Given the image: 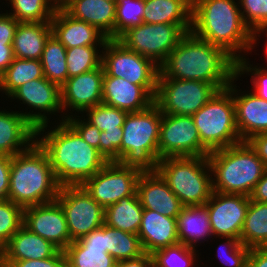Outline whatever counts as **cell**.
Wrapping results in <instances>:
<instances>
[{"label":"cell","instance_id":"2","mask_svg":"<svg viewBox=\"0 0 267 267\" xmlns=\"http://www.w3.org/2000/svg\"><path fill=\"white\" fill-rule=\"evenodd\" d=\"M159 69L158 78L197 80L222 90L237 76V61L190 31L182 36Z\"/></svg>","mask_w":267,"mask_h":267},{"label":"cell","instance_id":"33","mask_svg":"<svg viewBox=\"0 0 267 267\" xmlns=\"http://www.w3.org/2000/svg\"><path fill=\"white\" fill-rule=\"evenodd\" d=\"M43 77L44 72L40 60L14 57L13 62L0 75V91L9 97L24 83Z\"/></svg>","mask_w":267,"mask_h":267},{"label":"cell","instance_id":"24","mask_svg":"<svg viewBox=\"0 0 267 267\" xmlns=\"http://www.w3.org/2000/svg\"><path fill=\"white\" fill-rule=\"evenodd\" d=\"M36 142V127L19 111L0 110V155L13 157Z\"/></svg>","mask_w":267,"mask_h":267},{"label":"cell","instance_id":"57","mask_svg":"<svg viewBox=\"0 0 267 267\" xmlns=\"http://www.w3.org/2000/svg\"><path fill=\"white\" fill-rule=\"evenodd\" d=\"M0 267H7L1 250H0Z\"/></svg>","mask_w":267,"mask_h":267},{"label":"cell","instance_id":"13","mask_svg":"<svg viewBox=\"0 0 267 267\" xmlns=\"http://www.w3.org/2000/svg\"><path fill=\"white\" fill-rule=\"evenodd\" d=\"M192 116L162 114L158 161L166 157L208 156Z\"/></svg>","mask_w":267,"mask_h":267},{"label":"cell","instance_id":"32","mask_svg":"<svg viewBox=\"0 0 267 267\" xmlns=\"http://www.w3.org/2000/svg\"><path fill=\"white\" fill-rule=\"evenodd\" d=\"M240 241L249 248L267 247V203L250 200Z\"/></svg>","mask_w":267,"mask_h":267},{"label":"cell","instance_id":"1","mask_svg":"<svg viewBox=\"0 0 267 267\" xmlns=\"http://www.w3.org/2000/svg\"><path fill=\"white\" fill-rule=\"evenodd\" d=\"M56 123L37 127L36 143L46 153L60 186L82 185L108 162L66 120Z\"/></svg>","mask_w":267,"mask_h":267},{"label":"cell","instance_id":"49","mask_svg":"<svg viewBox=\"0 0 267 267\" xmlns=\"http://www.w3.org/2000/svg\"><path fill=\"white\" fill-rule=\"evenodd\" d=\"M18 24L8 12L0 13V42H13Z\"/></svg>","mask_w":267,"mask_h":267},{"label":"cell","instance_id":"28","mask_svg":"<svg viewBox=\"0 0 267 267\" xmlns=\"http://www.w3.org/2000/svg\"><path fill=\"white\" fill-rule=\"evenodd\" d=\"M143 23L177 24L185 33L191 31L192 0H144Z\"/></svg>","mask_w":267,"mask_h":267},{"label":"cell","instance_id":"53","mask_svg":"<svg viewBox=\"0 0 267 267\" xmlns=\"http://www.w3.org/2000/svg\"><path fill=\"white\" fill-rule=\"evenodd\" d=\"M12 44L13 42H0V75L13 62L14 54Z\"/></svg>","mask_w":267,"mask_h":267},{"label":"cell","instance_id":"17","mask_svg":"<svg viewBox=\"0 0 267 267\" xmlns=\"http://www.w3.org/2000/svg\"><path fill=\"white\" fill-rule=\"evenodd\" d=\"M104 69L102 65L91 71L70 77L61 86V104L65 111L61 120L64 121L69 116L75 114H83L89 108L102 103V87H103ZM67 109V110H66ZM70 114L68 115L69 110ZM77 112V113H76Z\"/></svg>","mask_w":267,"mask_h":267},{"label":"cell","instance_id":"31","mask_svg":"<svg viewBox=\"0 0 267 267\" xmlns=\"http://www.w3.org/2000/svg\"><path fill=\"white\" fill-rule=\"evenodd\" d=\"M143 210L138 195L122 198L105 208L104 223L125 232L138 234Z\"/></svg>","mask_w":267,"mask_h":267},{"label":"cell","instance_id":"5","mask_svg":"<svg viewBox=\"0 0 267 267\" xmlns=\"http://www.w3.org/2000/svg\"><path fill=\"white\" fill-rule=\"evenodd\" d=\"M207 158L213 176V191L220 193L249 196L266 169L256 152L244 141L211 151Z\"/></svg>","mask_w":267,"mask_h":267},{"label":"cell","instance_id":"20","mask_svg":"<svg viewBox=\"0 0 267 267\" xmlns=\"http://www.w3.org/2000/svg\"><path fill=\"white\" fill-rule=\"evenodd\" d=\"M137 195L144 209L170 218H177L185 207L157 172H146L139 176Z\"/></svg>","mask_w":267,"mask_h":267},{"label":"cell","instance_id":"22","mask_svg":"<svg viewBox=\"0 0 267 267\" xmlns=\"http://www.w3.org/2000/svg\"><path fill=\"white\" fill-rule=\"evenodd\" d=\"M52 35L67 49L75 46H104L108 38L95 26L57 9L50 21Z\"/></svg>","mask_w":267,"mask_h":267},{"label":"cell","instance_id":"42","mask_svg":"<svg viewBox=\"0 0 267 267\" xmlns=\"http://www.w3.org/2000/svg\"><path fill=\"white\" fill-rule=\"evenodd\" d=\"M243 20L252 32L267 30V0H238Z\"/></svg>","mask_w":267,"mask_h":267},{"label":"cell","instance_id":"21","mask_svg":"<svg viewBox=\"0 0 267 267\" xmlns=\"http://www.w3.org/2000/svg\"><path fill=\"white\" fill-rule=\"evenodd\" d=\"M67 267H116L117 261L106 252L105 223L97 230L72 241L64 250Z\"/></svg>","mask_w":267,"mask_h":267},{"label":"cell","instance_id":"10","mask_svg":"<svg viewBox=\"0 0 267 267\" xmlns=\"http://www.w3.org/2000/svg\"><path fill=\"white\" fill-rule=\"evenodd\" d=\"M218 91L197 80L158 78L154 103L162 114L192 116Z\"/></svg>","mask_w":267,"mask_h":267},{"label":"cell","instance_id":"46","mask_svg":"<svg viewBox=\"0 0 267 267\" xmlns=\"http://www.w3.org/2000/svg\"><path fill=\"white\" fill-rule=\"evenodd\" d=\"M82 116V117H81ZM77 116L73 114L65 119L82 137V139L90 146L98 149L100 153V130L88 123L85 115ZM80 117V118H79ZM84 117V119H83ZM83 119V120H82Z\"/></svg>","mask_w":267,"mask_h":267},{"label":"cell","instance_id":"48","mask_svg":"<svg viewBox=\"0 0 267 267\" xmlns=\"http://www.w3.org/2000/svg\"><path fill=\"white\" fill-rule=\"evenodd\" d=\"M12 157L0 155V201L8 200Z\"/></svg>","mask_w":267,"mask_h":267},{"label":"cell","instance_id":"4","mask_svg":"<svg viewBox=\"0 0 267 267\" xmlns=\"http://www.w3.org/2000/svg\"><path fill=\"white\" fill-rule=\"evenodd\" d=\"M60 185L46 153L35 142L12 157L8 200L26 208L55 201Z\"/></svg>","mask_w":267,"mask_h":267},{"label":"cell","instance_id":"34","mask_svg":"<svg viewBox=\"0 0 267 267\" xmlns=\"http://www.w3.org/2000/svg\"><path fill=\"white\" fill-rule=\"evenodd\" d=\"M105 248L117 262L138 258L145 254L137 234L105 224Z\"/></svg>","mask_w":267,"mask_h":267},{"label":"cell","instance_id":"47","mask_svg":"<svg viewBox=\"0 0 267 267\" xmlns=\"http://www.w3.org/2000/svg\"><path fill=\"white\" fill-rule=\"evenodd\" d=\"M7 267H67V259L63 250L46 259L22 261H5Z\"/></svg>","mask_w":267,"mask_h":267},{"label":"cell","instance_id":"11","mask_svg":"<svg viewBox=\"0 0 267 267\" xmlns=\"http://www.w3.org/2000/svg\"><path fill=\"white\" fill-rule=\"evenodd\" d=\"M185 32L177 24H147L129 28L117 40L128 50L153 60L160 66Z\"/></svg>","mask_w":267,"mask_h":267},{"label":"cell","instance_id":"30","mask_svg":"<svg viewBox=\"0 0 267 267\" xmlns=\"http://www.w3.org/2000/svg\"><path fill=\"white\" fill-rule=\"evenodd\" d=\"M176 219L178 240L188 247L195 248L197 243L213 236L205 205L185 206Z\"/></svg>","mask_w":267,"mask_h":267},{"label":"cell","instance_id":"52","mask_svg":"<svg viewBox=\"0 0 267 267\" xmlns=\"http://www.w3.org/2000/svg\"><path fill=\"white\" fill-rule=\"evenodd\" d=\"M249 198L255 202L267 203V168L261 179L254 186Z\"/></svg>","mask_w":267,"mask_h":267},{"label":"cell","instance_id":"56","mask_svg":"<svg viewBox=\"0 0 267 267\" xmlns=\"http://www.w3.org/2000/svg\"><path fill=\"white\" fill-rule=\"evenodd\" d=\"M72 0H50L53 7L57 9H63L67 6Z\"/></svg>","mask_w":267,"mask_h":267},{"label":"cell","instance_id":"44","mask_svg":"<svg viewBox=\"0 0 267 267\" xmlns=\"http://www.w3.org/2000/svg\"><path fill=\"white\" fill-rule=\"evenodd\" d=\"M244 57L237 61V77H241L243 74L252 75L251 82L253 85V93H255L258 97L267 101V69L266 67L262 68L261 66H253L249 64L250 62L246 59V56L242 54ZM251 73V74H249Z\"/></svg>","mask_w":267,"mask_h":267},{"label":"cell","instance_id":"41","mask_svg":"<svg viewBox=\"0 0 267 267\" xmlns=\"http://www.w3.org/2000/svg\"><path fill=\"white\" fill-rule=\"evenodd\" d=\"M23 225V208L10 200L0 201V250Z\"/></svg>","mask_w":267,"mask_h":267},{"label":"cell","instance_id":"55","mask_svg":"<svg viewBox=\"0 0 267 267\" xmlns=\"http://www.w3.org/2000/svg\"><path fill=\"white\" fill-rule=\"evenodd\" d=\"M266 32V33H264ZM261 33H263L264 35L267 36V30H263V31H254L252 34V40H251V46H250V52L252 53V50L254 49V47H256L257 44V40H259V38H261L260 36L262 35ZM259 38H257V35ZM260 34V35H259ZM267 47V46H266ZM267 51V48H265Z\"/></svg>","mask_w":267,"mask_h":267},{"label":"cell","instance_id":"8","mask_svg":"<svg viewBox=\"0 0 267 267\" xmlns=\"http://www.w3.org/2000/svg\"><path fill=\"white\" fill-rule=\"evenodd\" d=\"M201 143L211 152L241 143L236 126L232 82L192 115Z\"/></svg>","mask_w":267,"mask_h":267},{"label":"cell","instance_id":"9","mask_svg":"<svg viewBox=\"0 0 267 267\" xmlns=\"http://www.w3.org/2000/svg\"><path fill=\"white\" fill-rule=\"evenodd\" d=\"M101 65L106 75L140 85L155 97L160 69L150 58L128 50L117 39H108L102 48Z\"/></svg>","mask_w":267,"mask_h":267},{"label":"cell","instance_id":"12","mask_svg":"<svg viewBox=\"0 0 267 267\" xmlns=\"http://www.w3.org/2000/svg\"><path fill=\"white\" fill-rule=\"evenodd\" d=\"M56 201L64 211L72 241L84 237L104 224L105 209L82 185L61 186Z\"/></svg>","mask_w":267,"mask_h":267},{"label":"cell","instance_id":"51","mask_svg":"<svg viewBox=\"0 0 267 267\" xmlns=\"http://www.w3.org/2000/svg\"><path fill=\"white\" fill-rule=\"evenodd\" d=\"M246 267H267V247L250 248Z\"/></svg>","mask_w":267,"mask_h":267},{"label":"cell","instance_id":"54","mask_svg":"<svg viewBox=\"0 0 267 267\" xmlns=\"http://www.w3.org/2000/svg\"><path fill=\"white\" fill-rule=\"evenodd\" d=\"M154 264L151 254H143L142 256L117 262L116 267H151Z\"/></svg>","mask_w":267,"mask_h":267},{"label":"cell","instance_id":"6","mask_svg":"<svg viewBox=\"0 0 267 267\" xmlns=\"http://www.w3.org/2000/svg\"><path fill=\"white\" fill-rule=\"evenodd\" d=\"M161 110L155 103L148 108L127 113L122 126L120 163L142 173L156 172Z\"/></svg>","mask_w":267,"mask_h":267},{"label":"cell","instance_id":"26","mask_svg":"<svg viewBox=\"0 0 267 267\" xmlns=\"http://www.w3.org/2000/svg\"><path fill=\"white\" fill-rule=\"evenodd\" d=\"M60 249L22 225L1 249L5 261L46 259Z\"/></svg>","mask_w":267,"mask_h":267},{"label":"cell","instance_id":"16","mask_svg":"<svg viewBox=\"0 0 267 267\" xmlns=\"http://www.w3.org/2000/svg\"><path fill=\"white\" fill-rule=\"evenodd\" d=\"M249 202V196L213 191L205 206L214 238L232 237L240 240Z\"/></svg>","mask_w":267,"mask_h":267},{"label":"cell","instance_id":"23","mask_svg":"<svg viewBox=\"0 0 267 267\" xmlns=\"http://www.w3.org/2000/svg\"><path fill=\"white\" fill-rule=\"evenodd\" d=\"M102 103L132 113L148 108L154 98L142 86L104 73Z\"/></svg>","mask_w":267,"mask_h":267},{"label":"cell","instance_id":"29","mask_svg":"<svg viewBox=\"0 0 267 267\" xmlns=\"http://www.w3.org/2000/svg\"><path fill=\"white\" fill-rule=\"evenodd\" d=\"M51 34L50 22H19L12 44L14 57L40 60Z\"/></svg>","mask_w":267,"mask_h":267},{"label":"cell","instance_id":"38","mask_svg":"<svg viewBox=\"0 0 267 267\" xmlns=\"http://www.w3.org/2000/svg\"><path fill=\"white\" fill-rule=\"evenodd\" d=\"M196 248L188 247L183 243H177L156 250L152 255L154 265L157 267H194L199 253Z\"/></svg>","mask_w":267,"mask_h":267},{"label":"cell","instance_id":"25","mask_svg":"<svg viewBox=\"0 0 267 267\" xmlns=\"http://www.w3.org/2000/svg\"><path fill=\"white\" fill-rule=\"evenodd\" d=\"M137 235L144 252L153 254L156 250L179 243L177 219L144 209Z\"/></svg>","mask_w":267,"mask_h":267},{"label":"cell","instance_id":"19","mask_svg":"<svg viewBox=\"0 0 267 267\" xmlns=\"http://www.w3.org/2000/svg\"><path fill=\"white\" fill-rule=\"evenodd\" d=\"M237 79L239 77L236 76L232 80L236 126L241 141L246 142L254 135L267 133V101L258 97L251 90H247V93L239 90L234 84Z\"/></svg>","mask_w":267,"mask_h":267},{"label":"cell","instance_id":"43","mask_svg":"<svg viewBox=\"0 0 267 267\" xmlns=\"http://www.w3.org/2000/svg\"><path fill=\"white\" fill-rule=\"evenodd\" d=\"M222 239H225L226 242H224V245H219L220 248L218 247L217 256L220 261L229 267H246L250 248L243 245L241 241L236 238L222 237ZM223 257H225V259Z\"/></svg>","mask_w":267,"mask_h":267},{"label":"cell","instance_id":"14","mask_svg":"<svg viewBox=\"0 0 267 267\" xmlns=\"http://www.w3.org/2000/svg\"><path fill=\"white\" fill-rule=\"evenodd\" d=\"M142 172L120 162H108L82 186L104 209L120 199L137 195V182Z\"/></svg>","mask_w":267,"mask_h":267},{"label":"cell","instance_id":"35","mask_svg":"<svg viewBox=\"0 0 267 267\" xmlns=\"http://www.w3.org/2000/svg\"><path fill=\"white\" fill-rule=\"evenodd\" d=\"M66 47L52 34L45 43L40 62L44 77L60 87L68 79Z\"/></svg>","mask_w":267,"mask_h":267},{"label":"cell","instance_id":"7","mask_svg":"<svg viewBox=\"0 0 267 267\" xmlns=\"http://www.w3.org/2000/svg\"><path fill=\"white\" fill-rule=\"evenodd\" d=\"M156 172L184 206H202L213 193L212 171L207 156L166 157Z\"/></svg>","mask_w":267,"mask_h":267},{"label":"cell","instance_id":"27","mask_svg":"<svg viewBox=\"0 0 267 267\" xmlns=\"http://www.w3.org/2000/svg\"><path fill=\"white\" fill-rule=\"evenodd\" d=\"M71 17L95 26L108 39H115L116 2L72 0L63 8Z\"/></svg>","mask_w":267,"mask_h":267},{"label":"cell","instance_id":"36","mask_svg":"<svg viewBox=\"0 0 267 267\" xmlns=\"http://www.w3.org/2000/svg\"><path fill=\"white\" fill-rule=\"evenodd\" d=\"M100 48L103 46H75L66 49L68 78L99 68L102 62Z\"/></svg>","mask_w":267,"mask_h":267},{"label":"cell","instance_id":"3","mask_svg":"<svg viewBox=\"0 0 267 267\" xmlns=\"http://www.w3.org/2000/svg\"><path fill=\"white\" fill-rule=\"evenodd\" d=\"M236 1L192 0L191 32L238 61L244 57L242 53H249L253 32L244 22Z\"/></svg>","mask_w":267,"mask_h":267},{"label":"cell","instance_id":"37","mask_svg":"<svg viewBox=\"0 0 267 267\" xmlns=\"http://www.w3.org/2000/svg\"><path fill=\"white\" fill-rule=\"evenodd\" d=\"M9 4V14L18 22H50L56 10L50 0H9Z\"/></svg>","mask_w":267,"mask_h":267},{"label":"cell","instance_id":"18","mask_svg":"<svg viewBox=\"0 0 267 267\" xmlns=\"http://www.w3.org/2000/svg\"><path fill=\"white\" fill-rule=\"evenodd\" d=\"M23 225L60 250L72 242L64 211L56 200L23 208Z\"/></svg>","mask_w":267,"mask_h":267},{"label":"cell","instance_id":"40","mask_svg":"<svg viewBox=\"0 0 267 267\" xmlns=\"http://www.w3.org/2000/svg\"><path fill=\"white\" fill-rule=\"evenodd\" d=\"M83 113H86V121L88 123L96 126L100 131H106L122 129L128 112L100 103L99 105L85 110Z\"/></svg>","mask_w":267,"mask_h":267},{"label":"cell","instance_id":"39","mask_svg":"<svg viewBox=\"0 0 267 267\" xmlns=\"http://www.w3.org/2000/svg\"><path fill=\"white\" fill-rule=\"evenodd\" d=\"M146 11L144 0H118L116 2L115 39L129 28L143 23Z\"/></svg>","mask_w":267,"mask_h":267},{"label":"cell","instance_id":"45","mask_svg":"<svg viewBox=\"0 0 267 267\" xmlns=\"http://www.w3.org/2000/svg\"><path fill=\"white\" fill-rule=\"evenodd\" d=\"M123 129L100 132V154L107 162H120V147Z\"/></svg>","mask_w":267,"mask_h":267},{"label":"cell","instance_id":"50","mask_svg":"<svg viewBox=\"0 0 267 267\" xmlns=\"http://www.w3.org/2000/svg\"><path fill=\"white\" fill-rule=\"evenodd\" d=\"M246 142L256 152L257 156L263 161L265 168H267V133L254 135L250 137Z\"/></svg>","mask_w":267,"mask_h":267},{"label":"cell","instance_id":"15","mask_svg":"<svg viewBox=\"0 0 267 267\" xmlns=\"http://www.w3.org/2000/svg\"><path fill=\"white\" fill-rule=\"evenodd\" d=\"M8 98L22 101L21 104L26 105L27 109L21 113L29 122L36 128L49 124L50 118L48 115H55V113H62L61 104V87L47 78H39L28 81L18 87ZM34 110L36 112H34ZM38 111V112H37ZM43 112V113H42Z\"/></svg>","mask_w":267,"mask_h":267}]
</instances>
